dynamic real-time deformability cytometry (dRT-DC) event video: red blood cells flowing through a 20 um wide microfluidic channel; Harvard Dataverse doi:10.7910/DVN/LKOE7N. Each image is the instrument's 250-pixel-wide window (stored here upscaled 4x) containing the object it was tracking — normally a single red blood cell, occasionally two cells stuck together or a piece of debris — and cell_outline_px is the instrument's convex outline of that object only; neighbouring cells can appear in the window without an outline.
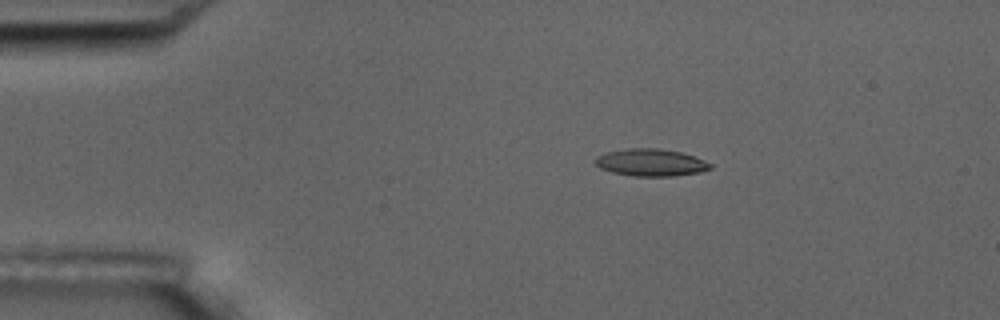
{"species": "common noctule bat (a hibernating species)", "species_latin": "Nyctalus noctula", "temperature_condition": "room temperature", "stored_images_in_passage": 6, "camera_frame_rate_fps": 3000, "um_per_image_px": 0.085, "animal": {"sex": "male", "body_mass_g": 17.5, "forearm_length_mm": 52.3}, "frame": {"image": 1, "passage_image": 3, "time_ms": 2.333, "image_size_px": [1000, 320], "cell_outline_px": [[712, 168], [700, 172], [672, 176], [632, 176], [612, 172], [600, 168], [592, 160], [596, 156], [608, 152], [628, 148], [660, 148], [680, 152], [704, 160], [712, 164]], "centroid_in_image_um": [55.29, 13.81], "position_along_channel_um": 29.7, "area_um2": 18.26}}
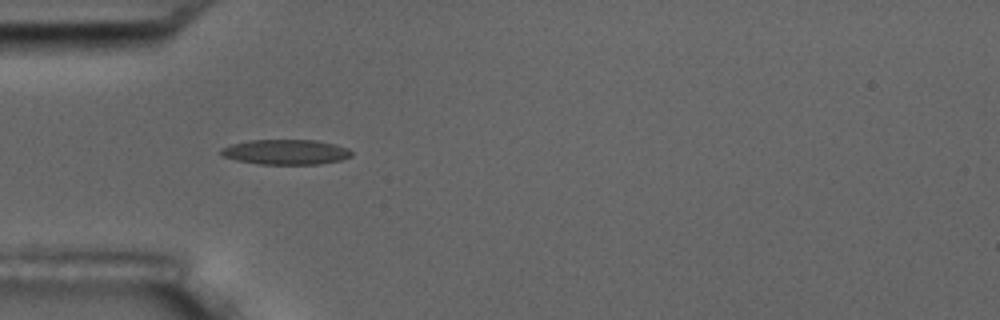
{"frame": {"image": 2, "passage_image": 5, "time_ms": 4.667, "image_size_px": [1000, 320], "cell_outline_px": [[352, 156], [340, 160], [320, 164], [260, 164], [236, 160], [224, 156], [220, 152], [220, 148], [232, 144], [248, 140], [316, 140], [336, 144], [348, 148], [352, 152]], "centroid_in_image_um": [24.31, 12.91], "position_along_channel_um": 60.7, "area_um2": 19.07}}